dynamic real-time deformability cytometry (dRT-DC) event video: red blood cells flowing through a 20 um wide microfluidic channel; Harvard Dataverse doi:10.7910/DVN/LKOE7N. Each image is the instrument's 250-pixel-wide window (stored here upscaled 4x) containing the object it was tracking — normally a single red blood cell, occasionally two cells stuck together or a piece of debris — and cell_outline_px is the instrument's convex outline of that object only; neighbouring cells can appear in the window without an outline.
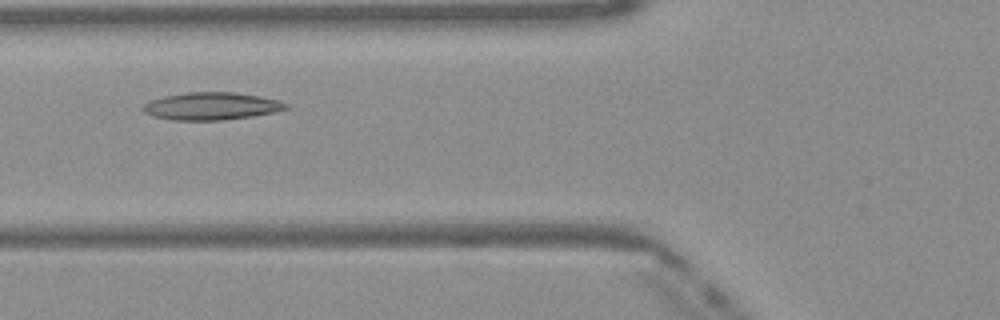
{"species": "Egyptian fruit bat (a non-hibernating species)", "species_latin": "Rousettus aegyptiacus", "temperature_condition": "warm", "stored_images_in_passage": 41, "camera_frame_rate_fps": 3000, "um_per_image_px": 0.085, "frame": {"image": 1, "passage_image": 10, "time_ms": 3.0, "image_size_px": [1000, 320], "cell_outline_px": [[288, 108], [272, 112], [252, 116], [220, 120], [172, 120], [152, 116], [144, 112], [140, 108], [148, 100], [164, 96], [188, 92], [232, 92], [260, 96], [276, 100], [288, 104]], "centroid_in_image_um": [17.89, 9.02], "position_along_channel_um": 107.9, "area_um2": 22.83}}
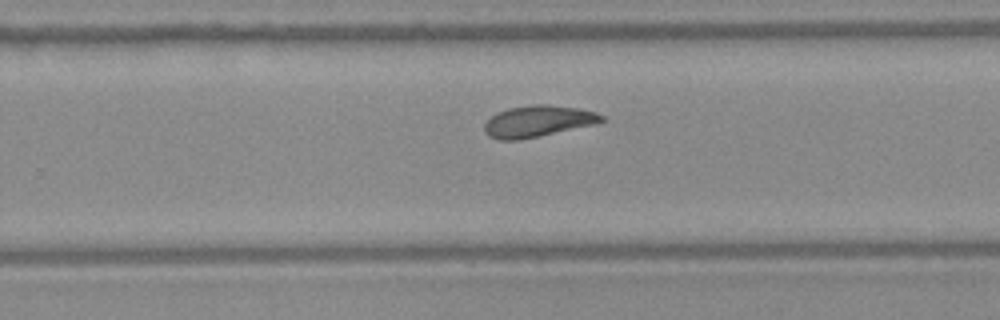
{"frame": {"image": 2, "passage_image": 23, "time_ms": 7.333, "image_size_px": [1000, 320], "cell_outline_px": [[608, 120], [600, 124], [520, 140], [500, 140], [488, 136], [484, 132], [484, 124], [496, 112], [508, 108], [532, 104], [548, 104], [580, 108], [596, 112], [604, 116]], "centroid_in_image_um": [45.79, 10.3], "position_along_channel_um": 284.0, "area_um2": 22.02}}
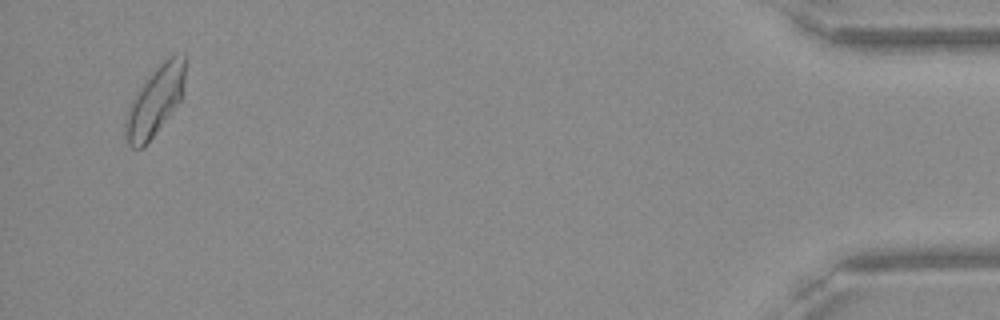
{"frame": {"image": 3, "passage_image": 39, "time_ms": 12.667, "image_size_px": [1000, 320], "cell_outline_px": [[188, 60], [184, 92], [180, 100], [144, 148], [132, 148], [128, 144], [124, 136], [124, 116], [136, 92], [144, 80], [168, 56], [176, 52], [184, 52], [188, 56]], "centroid_in_image_um": [13.22, 8.51], "position_along_channel_um": 422.0, "area_um2": 24.85}, "authors_computed_cell_mechanics": {"area_um2": 21.964, "velocity_mm_per_s": 4.061, "shape_relaxation_time_tau1_ms": 7.2229, "shape_relaxation_time_tau2_ms": 2.861, "deformation_change_tau1": 0.1689, "deformation_change_tau2": 0.0915}}